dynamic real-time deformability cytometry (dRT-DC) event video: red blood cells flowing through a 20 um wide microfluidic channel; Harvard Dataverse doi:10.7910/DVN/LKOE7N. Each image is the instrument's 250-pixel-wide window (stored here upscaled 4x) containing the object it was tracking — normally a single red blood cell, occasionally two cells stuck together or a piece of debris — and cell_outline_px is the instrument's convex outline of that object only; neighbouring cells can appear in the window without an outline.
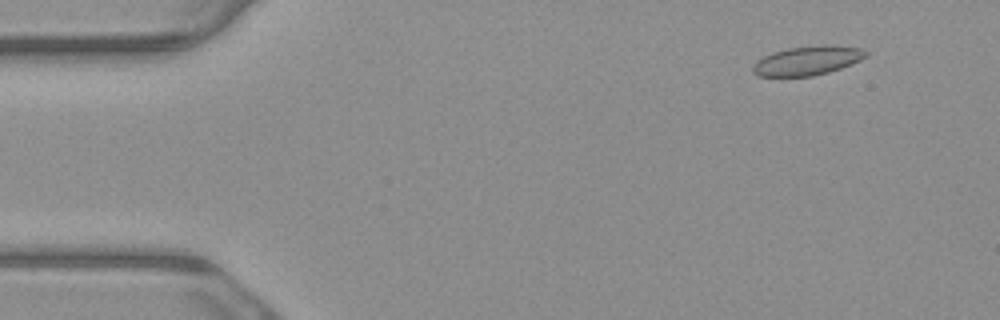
{"species": "common noctule bat (a hibernating species)", "species_latin": "Nyctalus noctula", "temperature_condition": "warm", "stored_images_in_passage": 5, "camera_frame_rate_fps": 3000, "um_per_image_px": 0.085, "animal": {"sex": "male", "body_mass_g": 23.1, "forearm_length_mm": 52.7}, "frame": {"image": 1, "passage_image": 2, "time_ms": 0.333, "image_size_px": [1000, 320], "cell_outline_px": [[868, 56], [860, 60], [840, 68], [828, 72], [812, 76], [756, 76], [752, 72], [752, 64], [756, 60], [772, 52], [788, 48], [812, 44], [832, 44], [860, 48], [868, 52]], "centroid_in_image_um": [68.61, 5.13], "position_along_channel_um": 16.4, "area_um2": 19.54}}
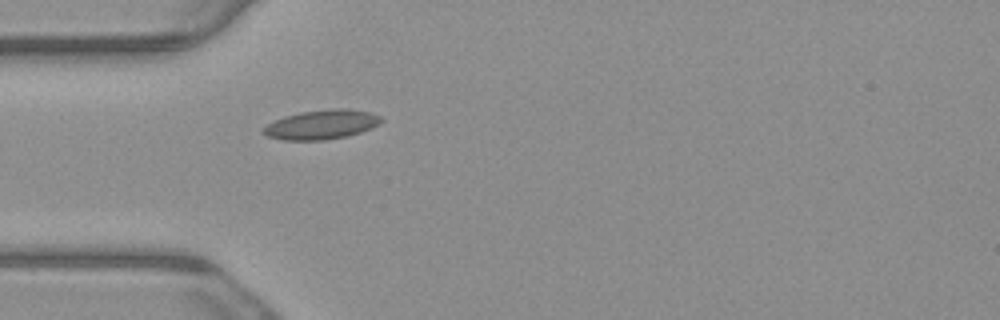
{"frame": {"image": 2, "passage_image": 5, "time_ms": 1.333, "image_size_px": [1000, 320], "cell_outline_px": [[384, 120], [380, 124], [372, 128], [360, 132], [344, 136], [324, 140], [284, 140], [268, 136], [260, 132], [268, 124], [284, 116], [300, 112], [332, 108], [348, 108], [372, 112], [380, 116]], "centroid_in_image_um": [27.37, 10.57], "position_along_channel_um": 57.6, "area_um2": 20.23}}